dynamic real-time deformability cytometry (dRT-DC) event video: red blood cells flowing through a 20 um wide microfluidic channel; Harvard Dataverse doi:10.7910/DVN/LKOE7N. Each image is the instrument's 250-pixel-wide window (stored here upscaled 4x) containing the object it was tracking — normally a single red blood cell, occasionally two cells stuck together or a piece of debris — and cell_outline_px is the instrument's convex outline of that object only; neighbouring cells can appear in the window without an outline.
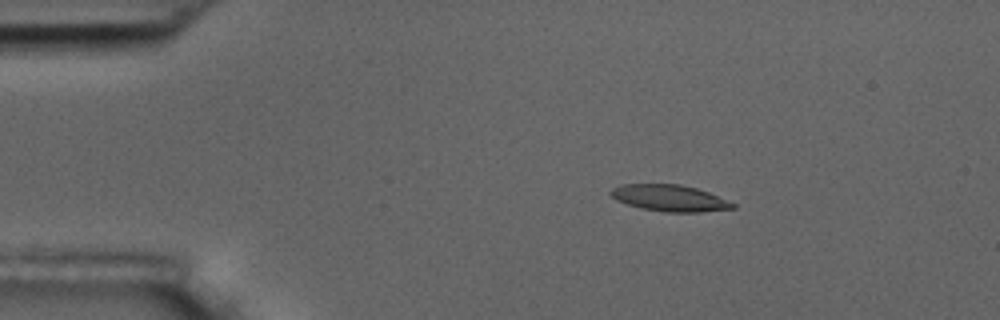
{"species": "common noctule bat (a hibernating species)", "species_latin": "Nyctalus noctula", "temperature_condition": "room temperature", "stored_images_in_passage": 5, "camera_frame_rate_fps": 3000, "um_per_image_px": 0.085, "animal": {"sex": "male", "body_mass_g": 17.5, "forearm_length_mm": 52.3}, "frame": {"image": 1, "passage_image": 3, "time_ms": 2.333, "image_size_px": [1000, 320], "cell_outline_px": [[736, 208], [700, 212], [668, 212], [640, 208], [616, 200], [608, 192], [612, 188], [620, 184], [680, 184], [696, 188], [708, 192], [736, 204]], "centroid_in_image_um": [56.9, 16.83], "position_along_channel_um": 28.1, "area_um2": 18.79}}